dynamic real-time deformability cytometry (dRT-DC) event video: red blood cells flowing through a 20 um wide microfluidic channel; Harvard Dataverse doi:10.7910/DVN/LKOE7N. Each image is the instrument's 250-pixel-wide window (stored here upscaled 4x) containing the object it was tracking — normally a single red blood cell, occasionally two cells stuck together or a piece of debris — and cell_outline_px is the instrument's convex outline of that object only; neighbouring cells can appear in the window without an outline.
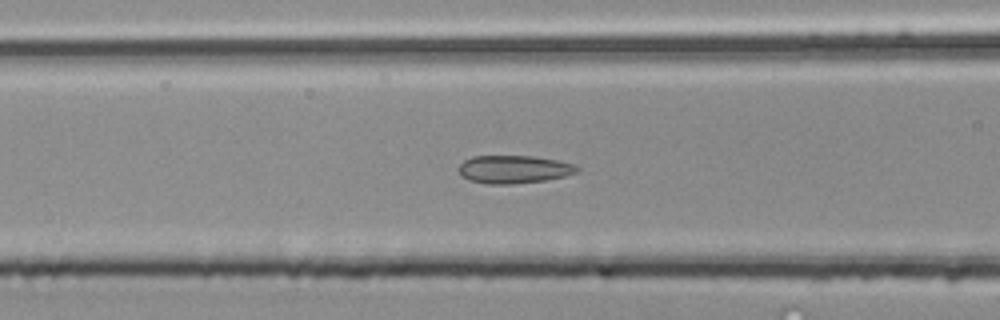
{"species": "common noctule bat (a hibernating species)", "species_latin": "Nyctalus noctula", "temperature_condition": "room temperature", "stored_images_in_passage": 46, "camera_frame_rate_fps": 3000, "um_per_image_px": 0.085, "animal": {"sex": "male", "body_mass_g": 20.4}, "frame": {"image": 1, "passage_image": 21, "time_ms": 6.667, "image_size_px": [1000, 320], "cell_outline_px": [[580, 168], [576, 172], [564, 176], [544, 180], [512, 184], [488, 184], [472, 180], [460, 176], [460, 164], [464, 160], [472, 156], [532, 156], [556, 160], [572, 164]], "centroid_in_image_um": [43.65, 14.39], "position_along_channel_um": 122.9, "area_um2": 19.02}}
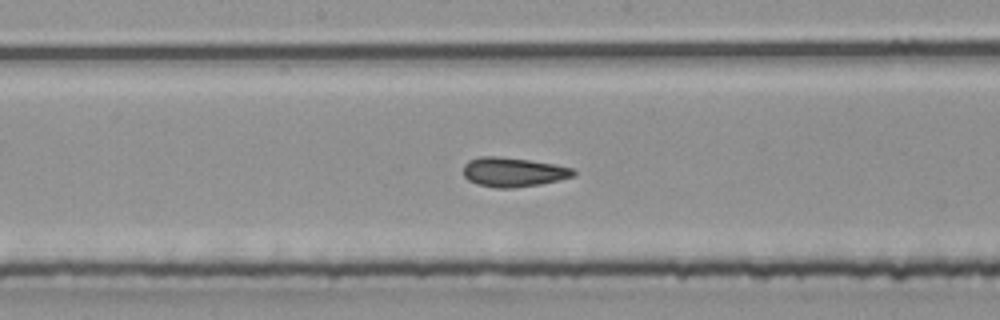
{"frame": {"image": 2, "passage_image": 27, "time_ms": 8.667, "image_size_px": [1000, 320], "cell_outline_px": [[576, 176], [560, 180], [540, 184], [512, 188], [496, 188], [476, 184], [468, 180], [464, 176], [464, 164], [468, 160], [480, 156], [500, 156], [556, 164], [572, 168], [576, 172]], "centroid_in_image_um": [43.63, 14.62], "position_along_channel_um": 204.6, "area_um2": 19.02}}
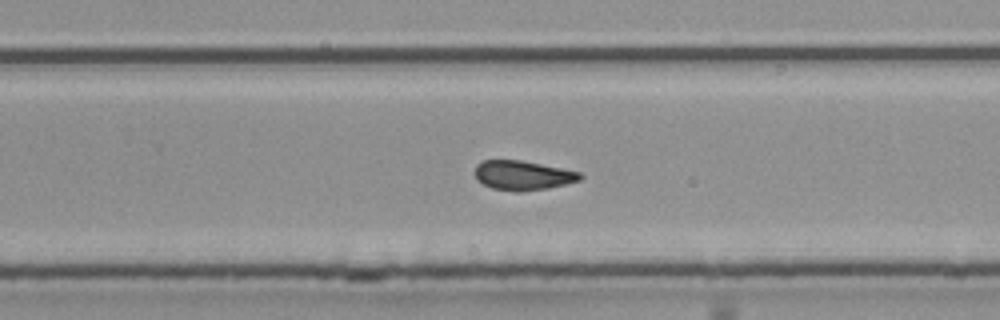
{"frame": {"image": 3, "passage_image": 33, "time_ms": 10.667, "image_size_px": [1000, 320], "cell_outline_px": [[584, 176], [580, 180], [548, 188], [520, 192], [516, 192], [492, 188], [476, 180], [476, 164], [480, 160], [520, 160], [580, 172]], "centroid_in_image_um": [44.42, 14.91], "position_along_channel_um": 285.4, "area_um2": 17.98}, "authors_computed_cell_mechanics": {"area_um2": 21.1259, "velocity_mm_per_s": 4.074, "shape_relaxation_time_tau1_ms": 3.8186, "shape_relaxation_time_tau2_ms": 1.027, "deformation_change_tau1": 0.1081, "deformation_change_tau2": 0.0755}}